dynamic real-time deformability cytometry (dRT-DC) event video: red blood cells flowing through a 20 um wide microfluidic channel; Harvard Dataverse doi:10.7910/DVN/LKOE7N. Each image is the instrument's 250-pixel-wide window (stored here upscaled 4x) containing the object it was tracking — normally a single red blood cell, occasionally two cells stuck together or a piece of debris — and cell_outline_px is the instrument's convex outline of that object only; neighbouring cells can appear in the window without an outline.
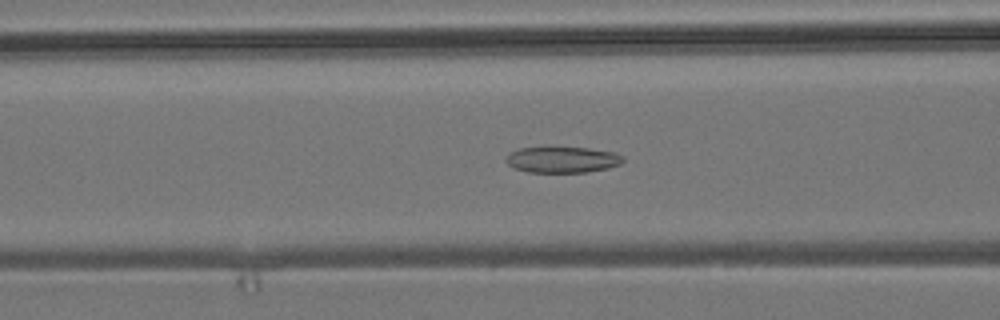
{"species": "common noctule bat (a hibernating species)", "species_latin": "Nyctalus noctula", "temperature_condition": "room temperature", "stored_images_in_passage": 53, "camera_frame_rate_fps": 3000, "um_per_image_px": 0.085, "animal": {"sex": "male", "body_mass_g": 19.2, "forearm_length_mm": 51.8}, "frame": {"image": 1, "passage_image": 20, "time_ms": 6.333, "image_size_px": [1000, 320], "cell_outline_px": [[624, 160], [620, 164], [608, 168], [584, 172], [528, 172], [512, 168], [504, 160], [508, 152], [520, 148], [544, 144], [552, 144], [588, 148], [616, 152], [624, 156]], "centroid_in_image_um": [47.73, 13.51], "position_along_channel_um": 118.9, "area_um2": 18.9}}
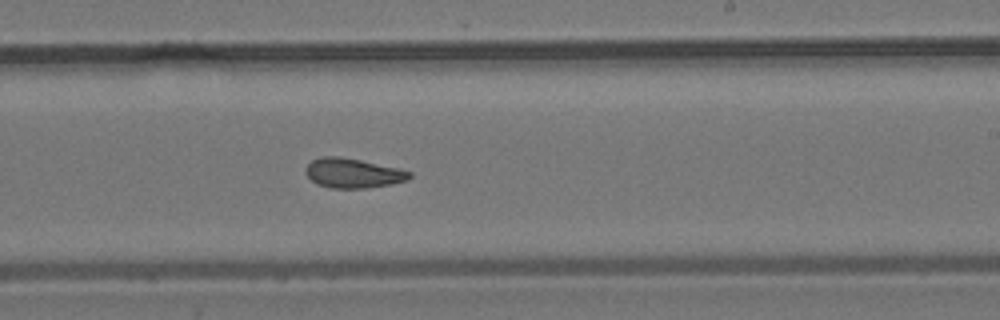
{"frame": {"image": 2, "passage_image": 31, "time_ms": 10.0, "image_size_px": [1000, 320], "cell_outline_px": [[412, 176], [408, 180], [392, 184], [368, 188], [332, 188], [316, 184], [304, 172], [304, 168], [312, 160], [324, 156], [340, 156], [400, 168], [412, 172]], "centroid_in_image_um": [30.02, 14.72], "position_along_channel_um": 259.0, "area_um2": 18.09}}
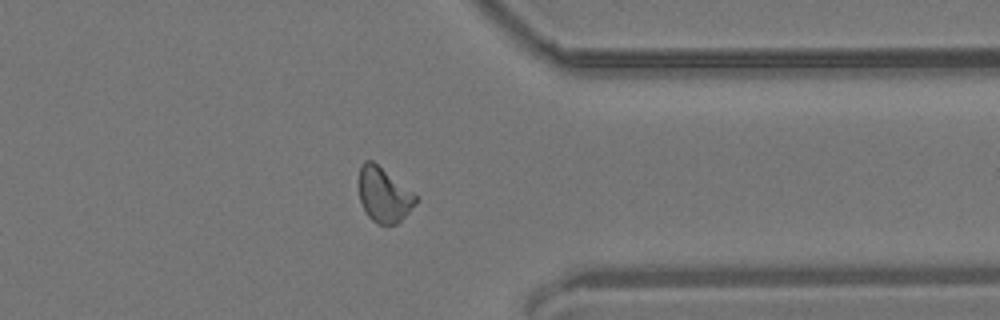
{"frame": {"image": 3, "passage_image": 41, "time_ms": 13.333, "image_size_px": [1000, 320], "cell_outline_px": [[416, 204], [396, 224], [380, 224], [372, 220], [368, 216], [360, 200], [360, 164], [364, 160], [372, 160], [412, 192], [416, 196]], "centroid_in_image_um": [32.61, 16.55], "position_along_channel_um": 378.8, "area_um2": 17.57}, "authors_computed_cell_mechanics": {"area_um2": 18.4382, "velocity_mm_per_s": 3.8258, "shape_relaxation_time_tau1_ms": null, "shape_relaxation_time_tau2_ms": 3.1287, "deformation_change_tau1": null, "deformation_change_tau2": 0.0817}}